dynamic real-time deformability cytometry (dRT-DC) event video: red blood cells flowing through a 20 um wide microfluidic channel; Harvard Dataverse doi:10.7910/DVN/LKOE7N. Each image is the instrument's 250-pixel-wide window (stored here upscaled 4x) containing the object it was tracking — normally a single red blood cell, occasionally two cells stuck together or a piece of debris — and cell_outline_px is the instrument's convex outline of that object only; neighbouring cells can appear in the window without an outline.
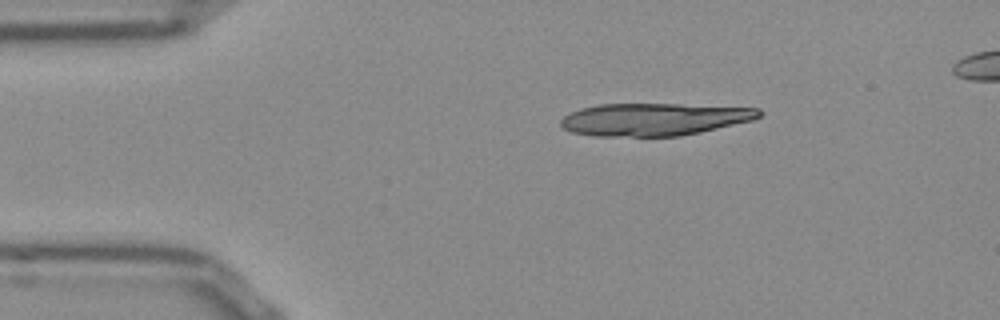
{"species": "Egyptian fruit bat (a non-hibernating species)", "species_latin": "Rousettus aegyptiacus", "temperature_condition": "room temperature", "stored_images_in_passage": 44, "segment_of_instrument_passage": [1, 2], "camera_frame_rate_fps": 3000, "um_per_image_px": 0.085, "frame": {"image": 1, "passage_image": 2, "time_ms": 0.333, "image_size_px": [1000, 320], "cell_outline_px": [[764, 112], [760, 116], [752, 120], [700, 132], [680, 136], [596, 136], [572, 132], [564, 128], [560, 124], [560, 120], [564, 116], [580, 108], [600, 104], [680, 104], [760, 108]], "centroid_in_image_um": [55.6, 10.14], "position_along_channel_um": 29.4, "area_um2": 37.51}}